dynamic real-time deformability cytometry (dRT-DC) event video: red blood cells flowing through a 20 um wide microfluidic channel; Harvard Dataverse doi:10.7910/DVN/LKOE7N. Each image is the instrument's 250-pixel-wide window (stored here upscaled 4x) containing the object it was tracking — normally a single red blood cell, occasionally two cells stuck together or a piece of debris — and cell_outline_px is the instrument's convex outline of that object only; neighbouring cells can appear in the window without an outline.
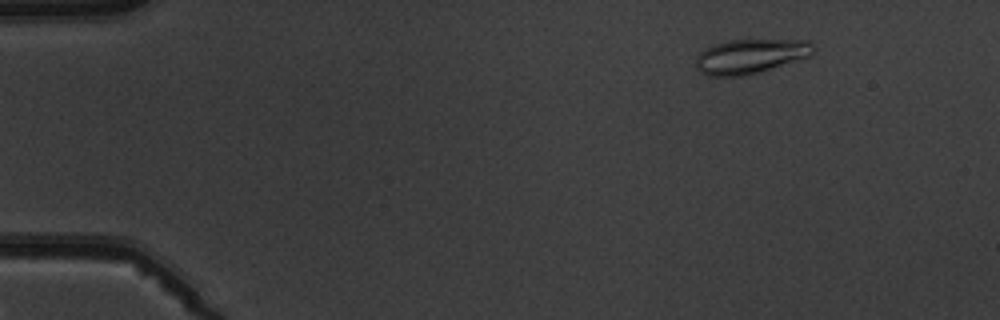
{"species": "common noctule bat (a hibernating species)", "species_latin": "Nyctalus noctula", "temperature_condition": "warm", "stored_images_in_passage": 5, "camera_frame_rate_fps": 3000, "um_per_image_px": 0.085, "animal": {"sex": "male", "body_mass_g": 19.5, "forearm_length_mm": 54.6}, "frame": {"image": 1, "passage_image": 2, "time_ms": 1.0, "image_size_px": [1000, 320], "cell_outline_px": [[816, 48], [812, 56], [760, 72], [740, 76], [708, 76], [700, 72], [696, 68], [696, 56], [704, 48], [712, 44], [728, 40], [808, 40]], "centroid_in_image_um": [63.79, 4.78], "position_along_channel_um": 21.2, "area_um2": 23.93}}
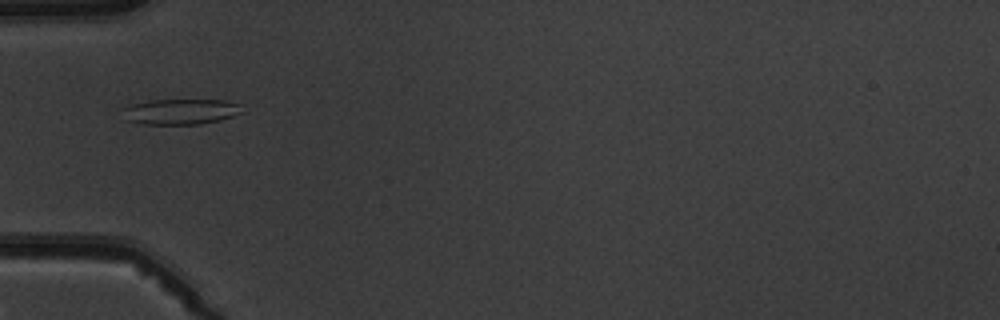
{"frame": {"image": 2, "passage_image": 5, "time_ms": 4.667, "image_size_px": [1000, 320], "cell_outline_px": [[244, 112], [220, 120], [200, 124], [144, 124], [124, 120], [120, 108], [132, 104], [152, 100], [224, 100], [240, 104]], "centroid_in_image_um": [15.31, 9.49], "position_along_channel_um": 69.7, "area_um2": 17.98}}